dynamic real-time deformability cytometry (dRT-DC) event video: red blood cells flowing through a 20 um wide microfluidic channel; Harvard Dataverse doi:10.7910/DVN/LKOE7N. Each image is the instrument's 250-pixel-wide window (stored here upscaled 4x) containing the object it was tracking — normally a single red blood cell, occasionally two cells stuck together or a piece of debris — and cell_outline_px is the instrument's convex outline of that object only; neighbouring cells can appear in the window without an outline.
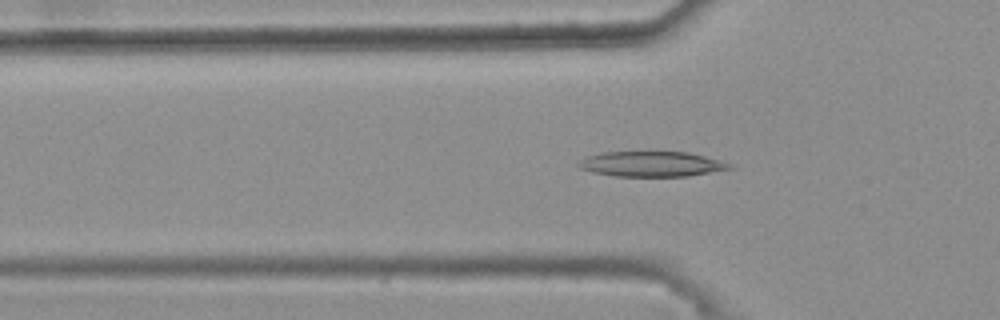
{"species": "common noctule bat (a hibernating species)", "species_latin": "Nyctalus noctula", "temperature_condition": "warm", "stored_images_in_passage": 41, "camera_frame_rate_fps": 3000, "um_per_image_px": 0.085, "animal": {"sex": "female", "body_mass_g": 25.1}, "frame": {"image": 1, "passage_image": 11, "time_ms": 3.333, "image_size_px": [1000, 320], "cell_outline_px": [[736, 168], [688, 176], [616, 176], [596, 172], [580, 168], [576, 164], [580, 160], [588, 156], [604, 152], [688, 152], [704, 156], [732, 164]], "centroid_in_image_um": [55.43, 13.94], "position_along_channel_um": 70.4, "area_um2": 21.96}}
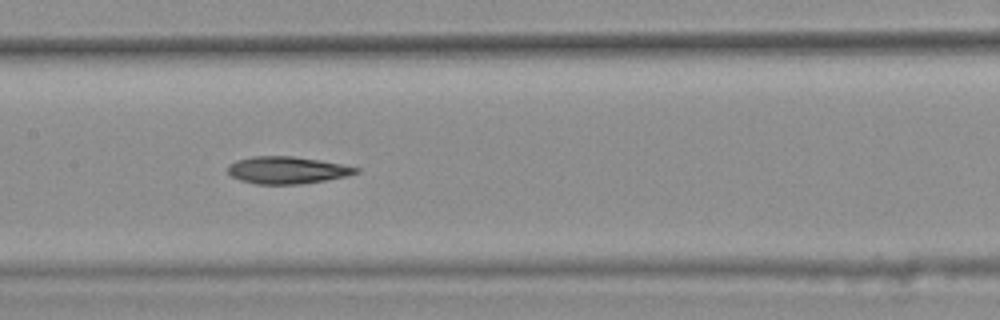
{"frame": {"image": 2, "passage_image": 20, "time_ms": 6.333, "image_size_px": [1000, 320], "cell_outline_px": [[360, 172], [348, 176], [300, 184], [256, 184], [240, 180], [232, 176], [228, 172], [228, 164], [236, 160], [252, 156], [292, 156], [320, 160], [360, 168]], "centroid_in_image_um": [24.4, 14.46], "position_along_channel_um": 183.0, "area_um2": 20.29}}
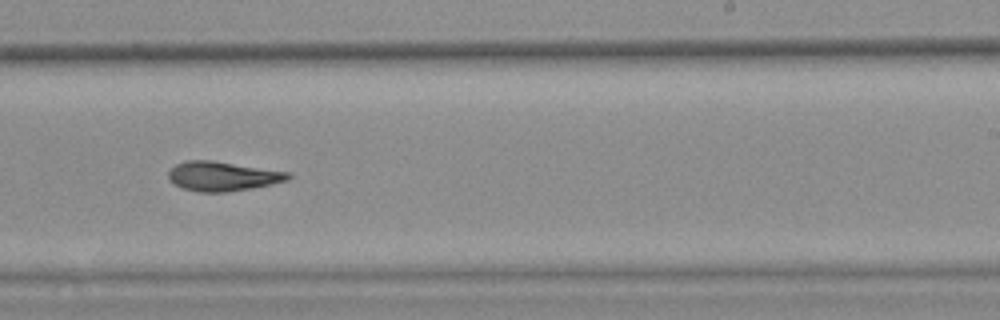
{"frame": {"image": 3, "passage_image": 27, "time_ms": 8.667, "image_size_px": [1000, 320], "cell_outline_px": [[292, 176], [288, 180], [272, 184], [252, 188], [228, 192], [200, 192], [184, 188], [176, 184], [168, 176], [168, 172], [176, 164], [184, 160], [212, 160], [292, 172]], "centroid_in_image_um": [18.98, 14.97], "position_along_channel_um": 270.0, "area_um2": 20.58}, "authors_computed_cell_mechanics": {"area_um2": 20.4612, "velocity_mm_per_s": 3.7472, "shape_relaxation_time_tau1_ms": null, "shape_relaxation_time_tau2_ms": 10.3385, "deformation_change_tau1": null, "deformation_change_tau2": 0.2431}}